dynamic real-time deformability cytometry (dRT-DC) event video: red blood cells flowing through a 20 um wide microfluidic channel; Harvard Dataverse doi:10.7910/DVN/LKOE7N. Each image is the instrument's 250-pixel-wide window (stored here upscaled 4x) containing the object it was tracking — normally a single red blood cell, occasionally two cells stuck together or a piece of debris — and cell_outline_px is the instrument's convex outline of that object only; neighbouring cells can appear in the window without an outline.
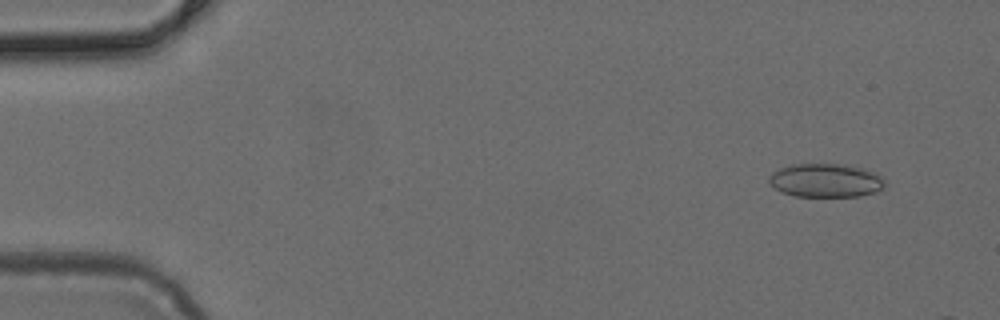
{"species": "common noctule bat (a hibernating species)", "species_latin": "Nyctalus noctula", "temperature_condition": "cold", "stored_images_in_passage": 5, "camera_frame_rate_fps": 3000, "um_per_image_px": 0.085, "animal": {"sex": "female", "body_mass_g": 24.6, "forearm_length_mm": 56.2}, "frame": {"image": 1, "passage_image": 1, "time_ms": 0.0, "image_size_px": [1000, 320], "cell_outline_px": [[884, 184], [876, 192], [860, 196], [792, 196], [780, 192], [768, 180], [768, 176], [772, 172], [780, 168], [792, 164], [840, 164], [864, 168], [876, 172], [884, 176]], "centroid_in_image_um": [70.19, 15.33], "position_along_channel_um": 14.8, "area_um2": 22.83}}